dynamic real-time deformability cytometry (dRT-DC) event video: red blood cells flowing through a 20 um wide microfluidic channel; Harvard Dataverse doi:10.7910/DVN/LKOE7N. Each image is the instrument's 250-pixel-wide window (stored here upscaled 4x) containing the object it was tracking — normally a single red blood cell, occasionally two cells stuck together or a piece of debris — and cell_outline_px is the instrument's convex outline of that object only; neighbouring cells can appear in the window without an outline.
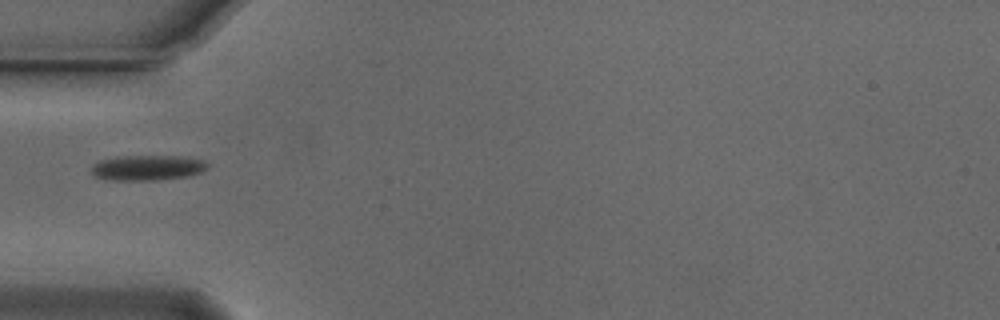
{"species": "Egyptian fruit bat (a non-hibernating species)", "species_latin": "Rousettus aegyptiacus", "temperature_condition": "cold", "stored_images_in_passage": 20, "camera_frame_rate_fps": 3000, "um_per_image_px": 0.085, "animal": {"sex": "male"}, "frame": {"image": 1, "passage_image": 1, "time_ms": 0.0, "image_size_px": [1000, 320], "cell_outline_px": [[208, 168], [200, 172], [188, 176], [156, 180], [116, 180], [96, 176], [92, 172], [92, 164], [100, 160], [116, 156], [188, 156], [204, 160], [208, 164]], "centroid_in_image_um": [12.57, 14.24], "position_along_channel_um": 72.4, "area_um2": 17.11}}
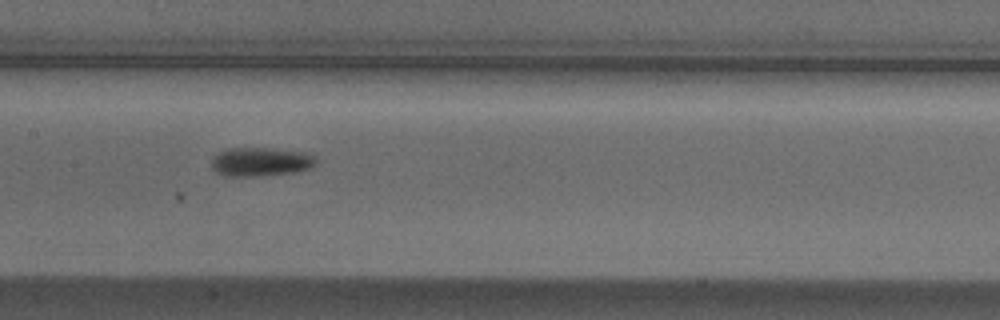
{"frame": {"image": 2, "passage_image": 10, "time_ms": 3.0, "image_size_px": [1000, 320], "cell_outline_px": [[316, 164], [312, 168], [296, 172], [260, 176], [224, 176], [216, 172], [212, 168], [212, 156], [228, 148], [268, 148], [312, 152], [316, 160]], "centroid_in_image_um": [22.2, 13.75], "position_along_channel_um": 185.2, "area_um2": 17.92}}
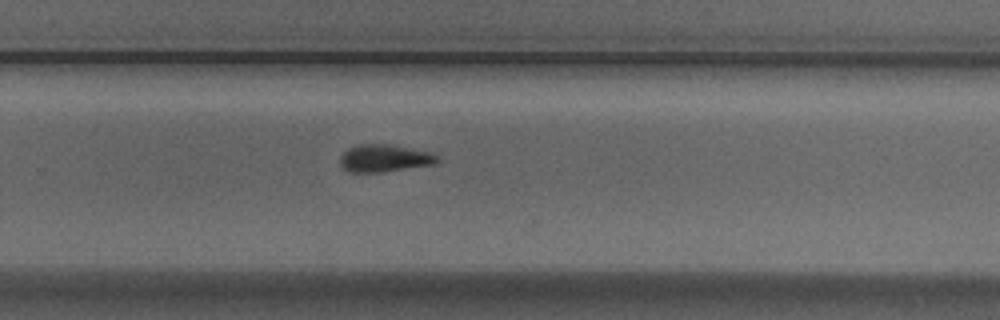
{"frame": {"image": 3, "passage_image": 19, "time_ms": 6.0, "image_size_px": [1000, 320], "cell_outline_px": [[440, 160], [436, 164], [380, 172], [348, 172], [340, 164], [340, 156], [348, 148], [356, 144], [388, 144], [428, 152], [436, 156]], "centroid_in_image_um": [32.63, 13.45], "position_along_channel_um": 297.2, "area_um2": 15.37}}